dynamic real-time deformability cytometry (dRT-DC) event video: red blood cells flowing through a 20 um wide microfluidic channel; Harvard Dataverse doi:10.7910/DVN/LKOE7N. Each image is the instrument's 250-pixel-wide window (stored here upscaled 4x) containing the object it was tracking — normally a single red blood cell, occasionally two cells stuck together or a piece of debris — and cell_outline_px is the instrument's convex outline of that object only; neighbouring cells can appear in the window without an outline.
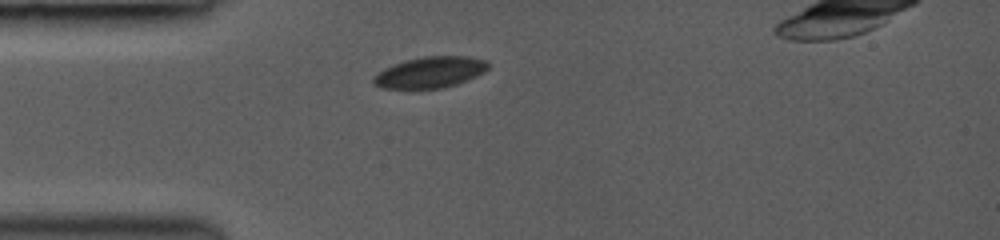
{"species": "common noctule bat (a hibernating species)", "species_latin": "Nyctalus noctula", "temperature_condition": "room temperature", "stored_images_in_passage": 5, "camera_frame_rate_fps": 3000, "um_per_image_px": 0.085, "animal": {"sex": "female", "body_mass_g": 19.0, "forearm_length_mm": 53.3}, "frame": {"image": 1, "passage_image": 1, "time_ms": 0.0, "image_size_px": [1000, 240], "cell_outline_px": [[488, 68], [484, 72], [476, 76], [456, 84], [444, 88], [380, 88], [372, 84], [372, 76], [384, 68], [404, 60], [424, 56], [468, 56], [488, 60]], "centroid_in_image_um": [36.54, 6.14], "position_along_channel_um": 48.5, "area_um2": 20.92}}
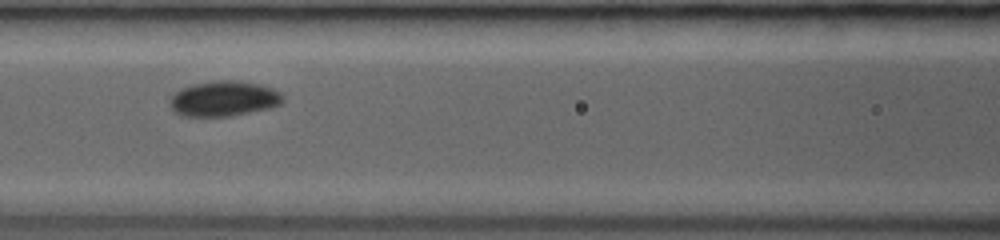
{"frame": {"image": 2, "passage_image": 4, "time_ms": 2.667, "image_size_px": [1000, 240], "cell_outline_px": [[284, 100], [280, 104], [268, 108], [232, 116], [180, 116], [172, 112], [172, 96], [180, 88], [192, 84], [216, 80], [240, 80], [260, 84], [272, 88], [280, 92], [284, 96]], "centroid_in_image_um": [19.04, 8.38], "position_along_channel_um": 147.6, "area_um2": 23.35}}
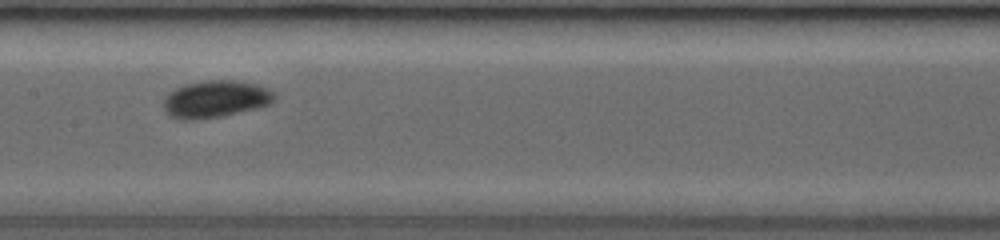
{"frame": {"image": 3, "passage_image": 5, "time_ms": 3.667, "image_size_px": [1000, 240], "cell_outline_px": [[276, 100], [268, 104], [256, 108], [220, 116], [196, 120], [180, 120], [168, 116], [164, 108], [164, 100], [168, 92], [184, 84], [204, 80], [232, 80], [256, 84], [268, 88], [276, 96]], "centroid_in_image_um": [18.28, 8.42], "position_along_channel_um": 189.1, "area_um2": 24.04}}